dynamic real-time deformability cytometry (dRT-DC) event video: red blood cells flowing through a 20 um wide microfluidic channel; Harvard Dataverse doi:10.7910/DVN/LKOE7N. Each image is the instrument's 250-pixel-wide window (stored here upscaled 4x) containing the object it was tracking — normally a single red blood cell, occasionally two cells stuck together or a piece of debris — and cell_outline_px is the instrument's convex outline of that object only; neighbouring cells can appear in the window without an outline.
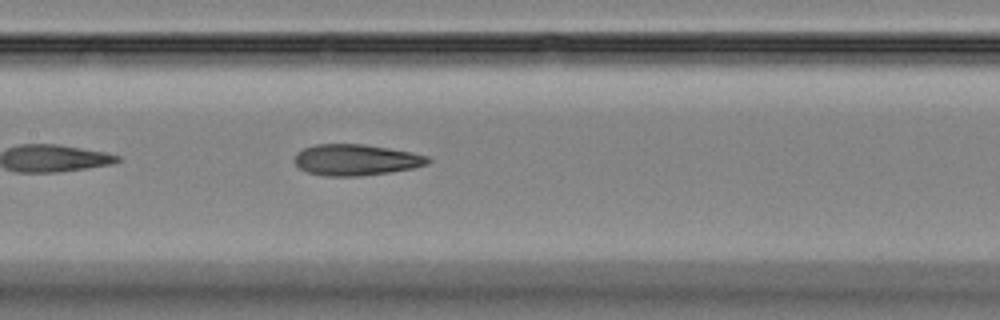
{"species": "Egyptian fruit bat (a non-hibernating species)", "species_latin": "Rousettus aegyptiacus", "temperature_condition": "room temperature", "stored_images_in_passage": 24, "camera_frame_rate_fps": 3000, "um_per_image_px": 0.085, "animal": {"sex": "female"}, "frame": {"image": 1, "passage_image": 11, "time_ms": 3.333, "image_size_px": [1000, 320], "cell_outline_px": [[432, 160], [428, 164], [412, 168], [388, 172], [360, 176], [324, 176], [308, 172], [300, 168], [296, 164], [296, 152], [304, 148], [316, 144], [364, 144], [388, 148], [428, 156]], "centroid_in_image_um": [30.25, 13.59], "position_along_channel_um": 177.2, "area_um2": 23.99}}
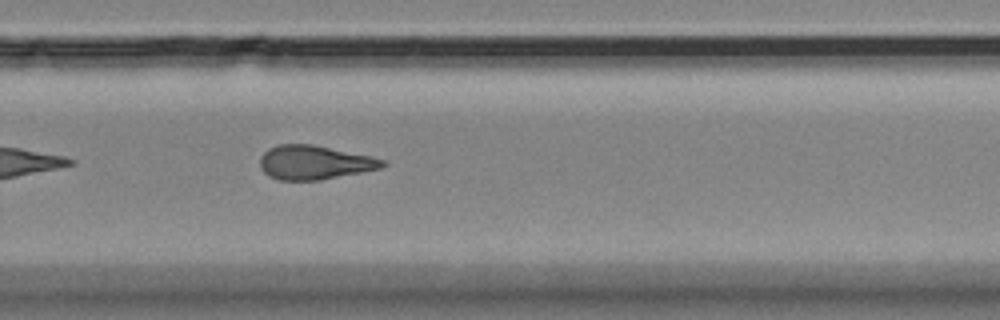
{"frame": {"image": 2, "passage_image": 21, "time_ms": 6.667, "image_size_px": [1000, 320], "cell_outline_px": [[388, 164], [380, 168], [320, 180], [280, 180], [268, 176], [260, 168], [260, 156], [268, 148], [276, 144], [312, 144], [372, 156], [388, 160]], "centroid_in_image_um": [26.72, 13.8], "position_along_channel_um": 303.1, "area_um2": 24.45}}